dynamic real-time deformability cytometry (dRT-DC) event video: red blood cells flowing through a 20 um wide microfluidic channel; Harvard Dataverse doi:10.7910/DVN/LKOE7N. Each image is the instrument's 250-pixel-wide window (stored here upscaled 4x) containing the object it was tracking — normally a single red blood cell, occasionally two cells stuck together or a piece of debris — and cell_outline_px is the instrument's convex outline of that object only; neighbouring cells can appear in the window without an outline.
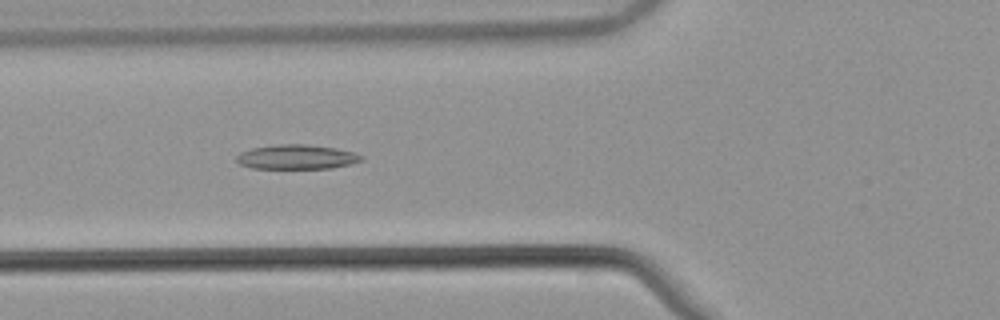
{"species": "common noctule bat (a hibernating species)", "species_latin": "Nyctalus noctula", "temperature_condition": "warm", "stored_images_in_passage": 54, "camera_frame_rate_fps": 3000, "um_per_image_px": 0.085, "animal": {"sex": "male", "body_mass_g": 21.5, "forearm_length_mm": 52.0}, "frame": {"image": 1, "passage_image": 21, "time_ms": 6.667, "image_size_px": [1000, 320], "cell_outline_px": [[364, 160], [332, 168], [252, 168], [240, 164], [236, 160], [236, 156], [240, 152], [252, 148], [276, 144], [304, 144], [336, 148], [352, 152], [364, 156]], "centroid_in_image_um": [25.2, 13.33], "position_along_channel_um": 100.6, "area_um2": 17.74}}
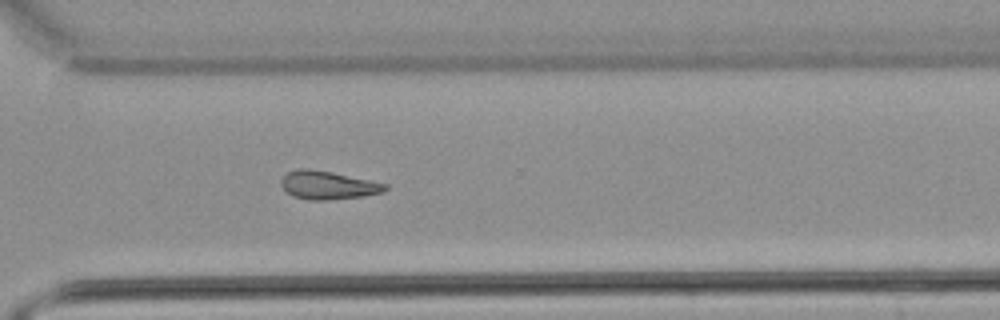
{"frame": {"image": 2, "passage_image": 40, "time_ms": 13.0, "image_size_px": [1000, 320], "cell_outline_px": [[388, 188], [384, 192], [364, 196], [324, 200], [308, 200], [292, 196], [280, 184], [280, 180], [288, 172], [296, 168], [308, 168], [332, 172], [388, 184]], "centroid_in_image_um": [27.87, 15.73], "position_along_channel_um": 342.7, "area_um2": 17.17}}
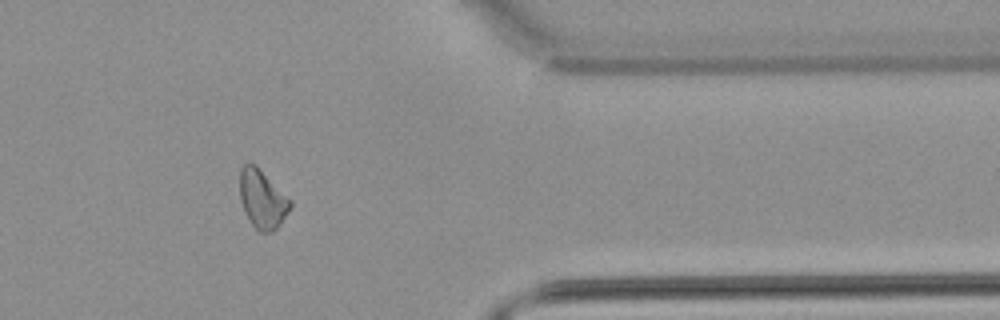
{"frame": {"image": 3, "passage_image": 45, "time_ms": 14.667, "image_size_px": [1000, 320], "cell_outline_px": [[292, 204], [288, 212], [276, 228], [272, 232], [260, 232], [248, 220], [244, 212], [240, 200], [240, 168], [244, 164], [256, 164], [292, 200]], "centroid_in_image_um": [22.29, 16.91], "position_along_channel_um": 389.1, "area_um2": 17.28}}